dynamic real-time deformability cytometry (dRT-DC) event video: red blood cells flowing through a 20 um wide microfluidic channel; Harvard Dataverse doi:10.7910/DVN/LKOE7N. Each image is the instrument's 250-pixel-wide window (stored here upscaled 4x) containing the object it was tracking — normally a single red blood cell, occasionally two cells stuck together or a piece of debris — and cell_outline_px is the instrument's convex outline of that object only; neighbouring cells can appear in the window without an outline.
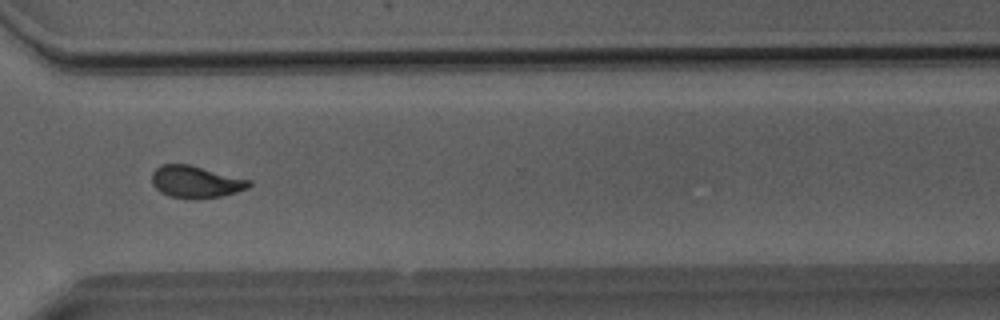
{"species": "Egyptian fruit bat (a non-hibernating species)", "species_latin": "Rousettus aegyptiacus", "temperature_condition": "room temperature", "stored_images_in_passage": 51, "camera_frame_rate_fps": 3000, "um_per_image_px": 0.085, "animal": {"sex": "male"}, "frame": {"image": 1, "passage_image": 37, "time_ms": 12.0, "image_size_px": [1000, 320], "cell_outline_px": [[252, 184], [248, 188], [236, 192], [220, 196], [168, 196], [160, 192], [152, 184], [152, 172], [160, 164], [188, 164], [252, 180]], "centroid_in_image_um": [16.63, 15.41], "position_along_channel_um": 354.0, "area_um2": 17.57}}
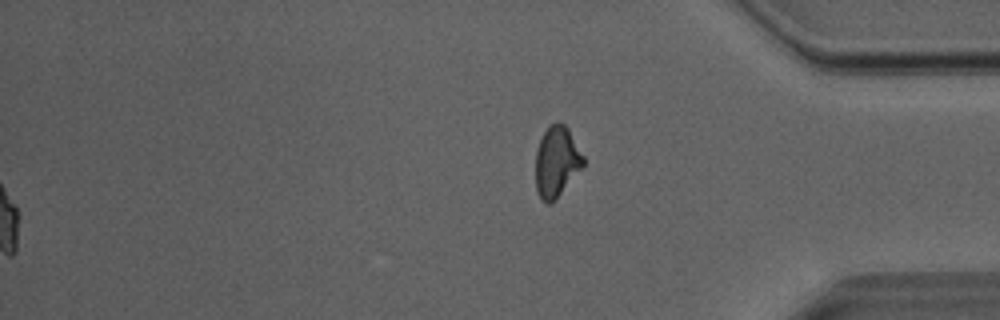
{"frame": {"image": 2, "passage_image": 51, "time_ms": 16.667, "image_size_px": [1000, 320], "cell_outline_px": [[584, 164], [552, 204], [548, 204], [540, 200], [536, 188], [536, 152], [540, 140], [548, 124], [556, 120], [564, 124], [568, 128], [584, 156]], "centroid_in_image_um": [47.3, 13.72], "position_along_channel_um": 387.9, "area_um2": 19.71}, "authors_computed_cell_mechanics": {"area_um2": 18.3804, "velocity_mm_per_s": 4.0463, "shape_relaxation_time_tau1_ms": 5.1603, "shape_relaxation_time_tau2_ms": 1.3821, "deformation_change_tau1": 0.1699, "deformation_change_tau2": 0.0672}}